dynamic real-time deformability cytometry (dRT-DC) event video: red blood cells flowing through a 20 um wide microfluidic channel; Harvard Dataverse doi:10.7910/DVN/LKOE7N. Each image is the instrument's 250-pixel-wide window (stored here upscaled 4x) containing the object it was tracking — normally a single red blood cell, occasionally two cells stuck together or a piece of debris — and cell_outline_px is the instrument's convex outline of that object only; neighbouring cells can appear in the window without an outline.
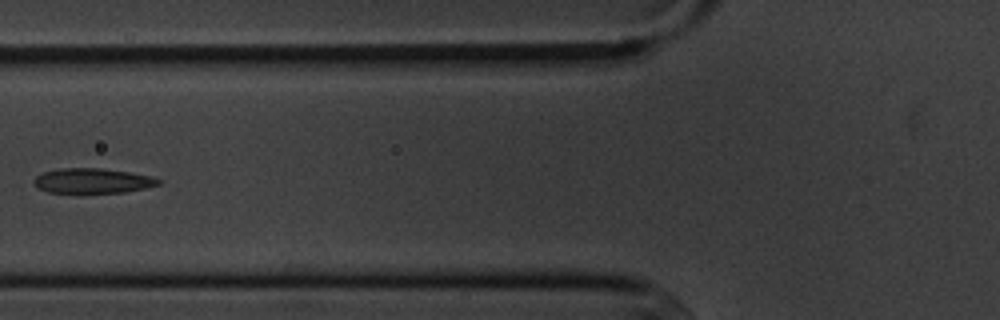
{"species": "common noctule bat (a hibernating species)", "species_latin": "Nyctalus noctula", "temperature_condition": "cold", "stored_images_in_passage": 6, "camera_frame_rate_fps": 3000, "um_per_image_px": 0.085, "animal": {"sex": "male", "body_mass_g": 20.1, "forearm_length_mm": 53.5}, "frame": {"image": 1, "passage_image": 5, "time_ms": 5.667, "image_size_px": [1000, 320], "cell_outline_px": [[160, 184], [144, 188], [124, 192], [80, 196], [48, 192], [36, 188], [32, 180], [40, 172], [60, 168], [100, 168], [128, 172], [152, 176], [160, 180]], "centroid_in_image_um": [7.76, 15.42], "position_along_channel_um": 118.0, "area_um2": 19.13}}
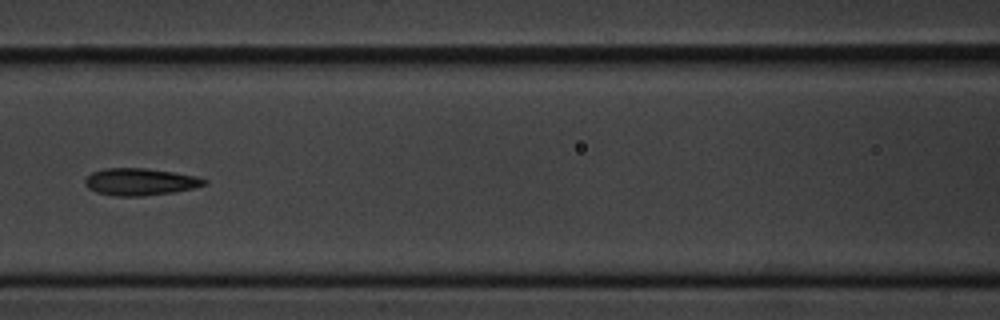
{"frame": {"image": 2, "passage_image": 6, "time_ms": 6.667, "image_size_px": [1000, 320], "cell_outline_px": [[208, 184], [192, 188], [172, 192], [144, 196], [112, 196], [96, 192], [88, 188], [84, 184], [84, 180], [92, 172], [104, 168], [144, 168], [172, 172], [196, 176], [208, 180]], "centroid_in_image_um": [11.89, 15.46], "position_along_channel_um": 154.7, "area_um2": 18.84}}